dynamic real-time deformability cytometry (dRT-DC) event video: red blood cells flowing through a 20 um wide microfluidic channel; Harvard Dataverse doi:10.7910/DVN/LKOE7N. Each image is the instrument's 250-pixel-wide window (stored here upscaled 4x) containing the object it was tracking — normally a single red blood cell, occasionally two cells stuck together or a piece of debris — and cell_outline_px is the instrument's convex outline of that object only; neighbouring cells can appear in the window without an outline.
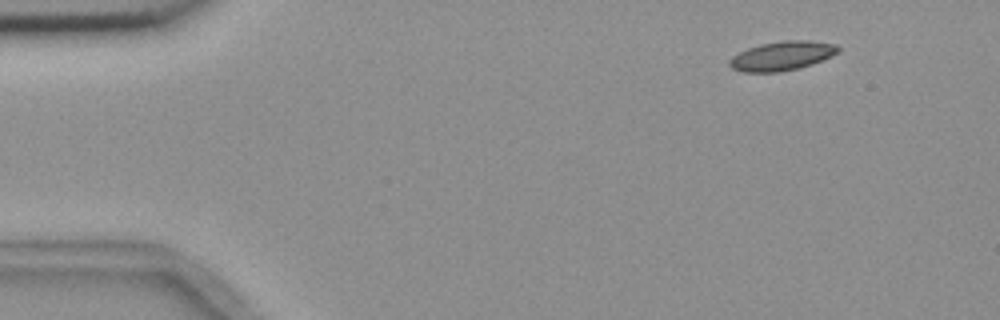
{"species": "common noctule bat (a hibernating species)", "species_latin": "Nyctalus noctula", "temperature_condition": "room temperature", "stored_images_in_passage": 5, "segment_of_instrument_passage": [2, 2], "camera_frame_rate_fps": 3000, "um_per_image_px": 0.085, "animal": {"sex": "female", "body_mass_g": 18.4}, "frame": {"image": 1, "passage_image": 5, "time_ms": 5.667, "image_size_px": [1000, 320], "cell_outline_px": [[840, 52], [832, 56], [812, 64], [800, 68], [780, 72], [744, 72], [732, 68], [728, 64], [728, 60], [732, 56], [748, 48], [760, 44], [784, 40], [808, 40], [836, 44], [840, 48]], "centroid_in_image_um": [66.49, 4.75], "position_along_channel_um": 18.5, "area_um2": 18.61}}